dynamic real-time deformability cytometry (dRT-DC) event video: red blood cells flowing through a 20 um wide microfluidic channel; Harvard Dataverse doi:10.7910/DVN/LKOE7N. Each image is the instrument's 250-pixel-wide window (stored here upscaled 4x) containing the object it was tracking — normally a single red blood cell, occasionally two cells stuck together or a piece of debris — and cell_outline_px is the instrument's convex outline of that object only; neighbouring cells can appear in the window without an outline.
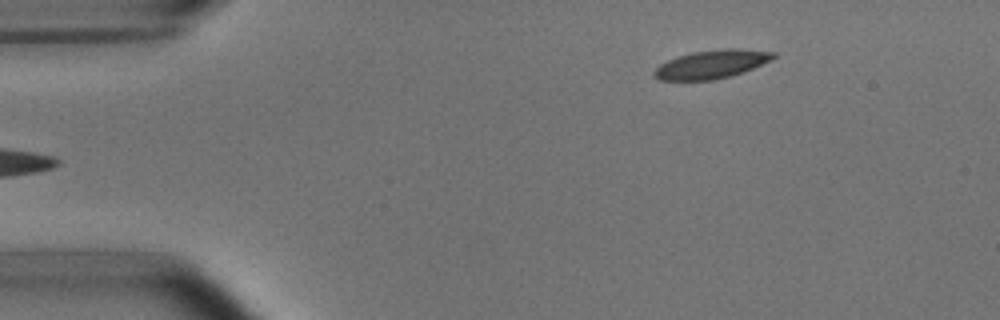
{"species": "common noctule bat (a hibernating species)", "species_latin": "Nyctalus noctula", "temperature_condition": "room temperature", "stored_images_in_passage": 5, "camera_frame_rate_fps": 3000, "um_per_image_px": 0.085, "animal": {"sex": "male", "body_mass_g": 15.6}, "frame": {"image": 1, "passage_image": 5, "time_ms": 4.333, "image_size_px": [1000, 320], "cell_outline_px": [[776, 56], [772, 60], [744, 72], [712, 80], [660, 80], [652, 76], [652, 72], [660, 64], [676, 56], [692, 52], [724, 48], [740, 48], [776, 52]], "centroid_in_image_um": [60.49, 5.45], "position_along_channel_um": 24.5, "area_um2": 19.94}}